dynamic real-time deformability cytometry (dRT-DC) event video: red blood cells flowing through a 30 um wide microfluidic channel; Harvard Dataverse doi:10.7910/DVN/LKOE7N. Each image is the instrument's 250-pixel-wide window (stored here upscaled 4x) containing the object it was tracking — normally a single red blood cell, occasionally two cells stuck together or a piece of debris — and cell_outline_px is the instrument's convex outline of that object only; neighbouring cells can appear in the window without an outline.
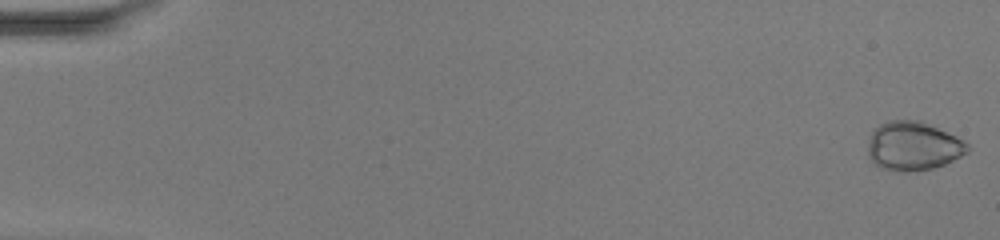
{"species": "common noctule bat (a hibernating species)", "species_latin": "Nyctalus noctula", "temperature_condition": "warm", "stored_images_in_passage": 51, "camera_frame_rate_fps": 3000, "um_per_image_px": 0.085, "animal": {"sex": "female", "body_mass_g": 20.0, "forearm_length_mm": 54.0}, "frame": {"image": 1, "passage_image": 1, "time_ms": 0.0, "image_size_px": [1000, 240], "cell_outline_px": [[972, 148], [968, 152], [944, 164], [932, 168], [908, 172], [896, 172], [880, 168], [868, 156], [868, 144], [872, 132], [880, 124], [888, 120], [920, 120], [956, 136], [968, 144]], "centroid_in_image_um": [77.61, 12.42], "position_along_channel_um": 7.4, "area_um2": 28.38}}
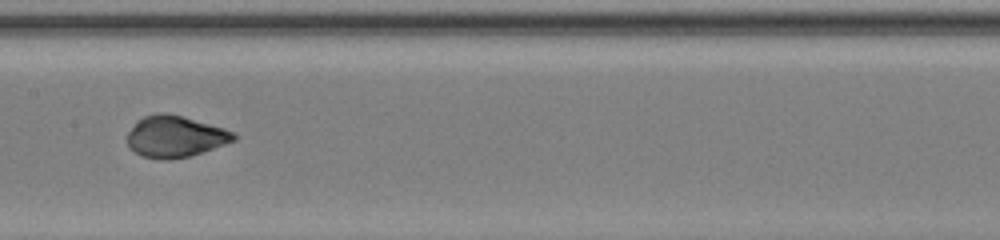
{"frame": {"image": 2, "passage_image": 27, "time_ms": 8.667, "image_size_px": [1000, 240], "cell_outline_px": [[236, 140], [188, 156], [168, 160], [160, 160], [144, 156], [128, 148], [128, 132], [136, 120], [144, 116], [160, 112], [168, 112], [224, 128], [232, 132], [236, 136]], "centroid_in_image_um": [14.84, 11.59], "position_along_channel_um": 192.6, "area_um2": 25.55}}
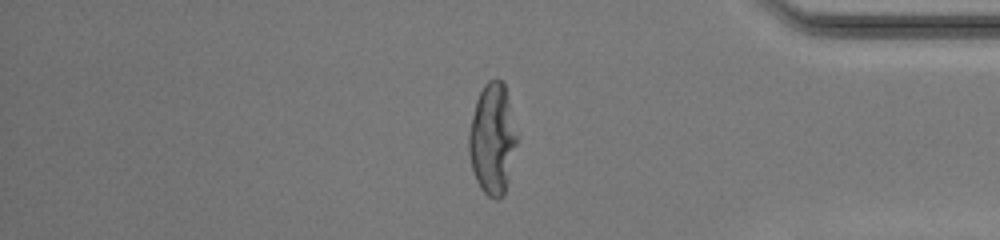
{"frame": {"image": 3, "passage_image": 43, "time_ms": 14.0, "image_size_px": [1000, 240], "cell_outline_px": [[516, 144], [504, 196], [496, 200], [488, 196], [480, 188], [476, 180], [472, 168], [468, 152], [468, 132], [476, 100], [484, 84], [488, 80], [504, 80], [508, 96], [516, 136]], "centroid_in_image_um": [41.83, 11.82], "position_along_channel_um": 393.4, "area_um2": 30.81}, "authors_computed_cell_mechanics": {"area_um2": 26.7036, "velocity_mm_per_s": 4.1596, "shape_relaxation_time_tau1_ms": 4.3668, "shape_relaxation_time_tau2_ms": null, "deformation_change_tau1": 0.1985, "deformation_change_tau2": null}}